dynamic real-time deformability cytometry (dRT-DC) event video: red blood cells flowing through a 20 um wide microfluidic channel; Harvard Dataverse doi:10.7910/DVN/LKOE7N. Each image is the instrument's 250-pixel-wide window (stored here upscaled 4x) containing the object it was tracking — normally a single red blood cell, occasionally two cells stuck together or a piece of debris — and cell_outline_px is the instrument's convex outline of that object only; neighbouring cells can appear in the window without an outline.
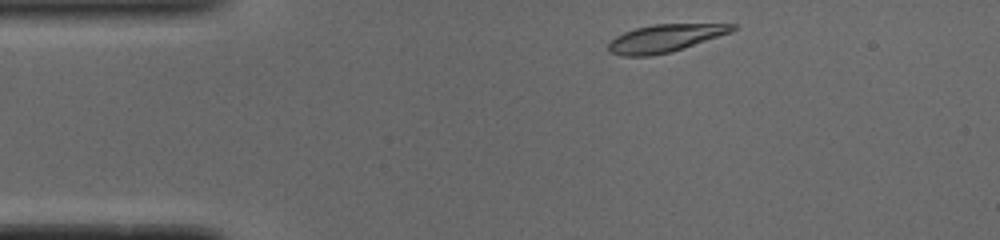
{"species": "common noctule bat (a hibernating species)", "species_latin": "Nyctalus noctula", "temperature_condition": "cold", "stored_images_in_passage": 44, "camera_frame_rate_fps": 3000, "um_per_image_px": 0.085, "animal": {"sex": "male", "body_mass_g": 19.0, "forearm_length_mm": 50.8}, "frame": {"image": 1, "passage_image": 1, "time_ms": 0.0, "image_size_px": [1000, 240], "cell_outline_px": [[736, 28], [732, 32], [672, 52], [652, 56], [624, 56], [608, 52], [608, 44], [616, 36], [624, 32], [636, 28], [652, 24], [736, 24]], "centroid_in_image_um": [56.52, 3.26], "position_along_channel_um": 28.5, "area_um2": 20.0}}
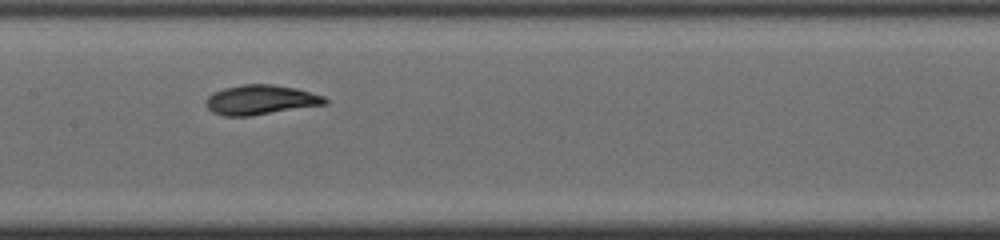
{"frame": {"image": 2, "passage_image": 17, "time_ms": 5.333, "image_size_px": [1000, 240], "cell_outline_px": [[328, 104], [252, 116], [224, 116], [212, 112], [208, 108], [204, 100], [212, 92], [224, 88], [240, 84], [272, 84], [296, 88], [324, 96], [328, 100]], "centroid_in_image_um": [22.15, 8.49], "position_along_channel_um": 185.3, "area_um2": 20.87}}
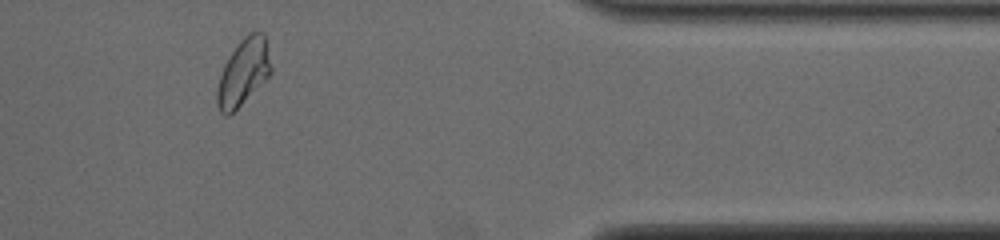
{"frame": {"image": 3, "passage_image": 35, "time_ms": 11.333, "image_size_px": [1000, 240], "cell_outline_px": [[272, 72], [228, 116], [224, 116], [220, 112], [216, 104], [216, 88], [224, 64], [236, 44], [248, 32], [264, 32], [272, 68]], "centroid_in_image_um": [20.66, 6.11], "position_along_channel_um": 390.7, "area_um2": 20.69}, "authors_computed_cell_mechanics": {"area_um2": 20.4612, "velocity_mm_per_s": 3.863, "shape_relaxation_time_tau1_ms": 4.7388, "shape_relaxation_time_tau2_ms": 1.2026, "deformation_change_tau1": 0.198, "deformation_change_tau2": 0.0579}}